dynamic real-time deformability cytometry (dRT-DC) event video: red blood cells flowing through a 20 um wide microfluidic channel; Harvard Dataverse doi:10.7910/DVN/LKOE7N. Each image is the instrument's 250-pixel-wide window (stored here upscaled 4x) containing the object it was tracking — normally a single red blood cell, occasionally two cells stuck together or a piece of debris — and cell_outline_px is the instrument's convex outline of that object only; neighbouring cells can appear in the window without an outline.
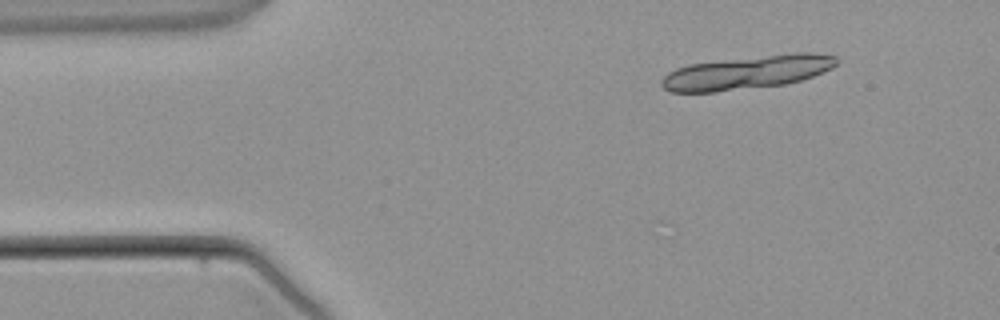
{"species": "common noctule bat (a hibernating species)", "species_latin": "Nyctalus noctula", "temperature_condition": "warm", "stored_images_in_passage": 5, "segment_of_instrument_passage": [1, 2], "camera_frame_rate_fps": 3000, "um_per_image_px": 0.085, "animal": {"sex": "male", "body_mass_g": 21.5, "forearm_length_mm": 52.0}, "frame": {"image": 1, "passage_image": 2, "time_ms": 1.333, "image_size_px": [1000, 320], "cell_outline_px": [[836, 64], [832, 68], [824, 72], [800, 80], [784, 84], [716, 92], [668, 92], [660, 84], [660, 80], [668, 72], [676, 68], [688, 64], [792, 52], [812, 52], [836, 56]], "centroid_in_image_um": [63.48, 6.15], "position_along_channel_um": 21.5, "area_um2": 34.22}}